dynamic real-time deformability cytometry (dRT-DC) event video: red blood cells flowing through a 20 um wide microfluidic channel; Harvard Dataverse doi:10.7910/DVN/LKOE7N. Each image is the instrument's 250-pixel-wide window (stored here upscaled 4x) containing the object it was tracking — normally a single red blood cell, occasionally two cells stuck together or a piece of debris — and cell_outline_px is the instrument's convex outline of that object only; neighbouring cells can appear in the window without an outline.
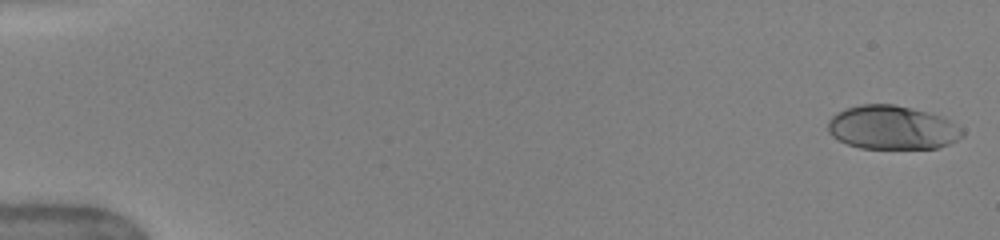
{"species": "human", "species_latin": "Homo sapiens", "temperature_condition": "warm", "stored_images_in_passage": 50, "camera_frame_rate_fps": 3000, "um_per_image_px": 0.085, "donor": {"sex": "female"}, "frame": {"image": 1, "passage_image": 1, "time_ms": 0.0, "image_size_px": [1000, 240], "cell_outline_px": [[964, 136], [948, 144], [936, 148], [860, 148], [848, 144], [832, 136], [828, 132], [828, 120], [836, 112], [860, 104], [896, 104], [944, 116], [964, 128]], "centroid_in_image_um": [75.87, 10.83], "position_along_channel_um": 9.1, "area_um2": 34.56}}
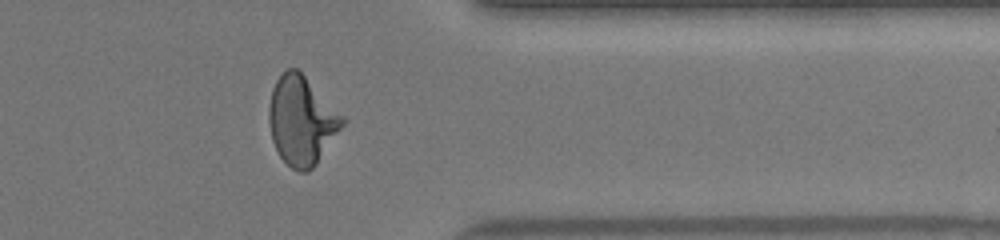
{"frame": {"image": 2, "passage_image": 41, "time_ms": 13.333, "image_size_px": [1000, 240], "cell_outline_px": [[344, 124], [316, 164], [308, 172], [300, 172], [292, 168], [280, 156], [272, 140], [268, 120], [268, 108], [272, 88], [276, 80], [288, 68], [296, 68], [344, 116]], "centroid_in_image_um": [25.62, 10.26], "position_along_channel_um": 385.8, "area_um2": 37.45}}
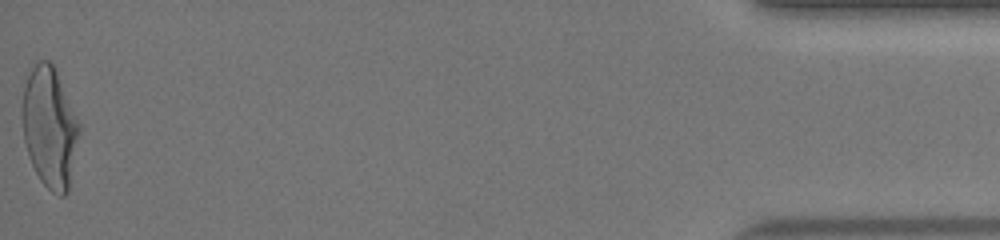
{"frame": {"image": 3, "passage_image": 50, "time_ms": 16.333, "image_size_px": [1000, 240], "cell_outline_px": [[80, 132], [68, 192], [64, 196], [60, 196], [52, 192], [40, 180], [28, 156], [24, 140], [20, 116], [20, 108], [24, 88], [28, 76], [32, 68], [40, 60], [48, 60], [52, 64], [56, 72], [80, 124]], "centroid_in_image_um": [4.2, 10.86], "position_along_channel_um": 431.0, "area_um2": 40.0}, "authors_computed_cell_mechanics": {"area_um2": 36.0961, "velocity_mm_per_s": 4.0809, "shape_relaxation_time_tau1_ms": 4.5888, "shape_relaxation_time_tau2_ms": null, "deformation_change_tau1": 0.2198, "deformation_change_tau2": null}}